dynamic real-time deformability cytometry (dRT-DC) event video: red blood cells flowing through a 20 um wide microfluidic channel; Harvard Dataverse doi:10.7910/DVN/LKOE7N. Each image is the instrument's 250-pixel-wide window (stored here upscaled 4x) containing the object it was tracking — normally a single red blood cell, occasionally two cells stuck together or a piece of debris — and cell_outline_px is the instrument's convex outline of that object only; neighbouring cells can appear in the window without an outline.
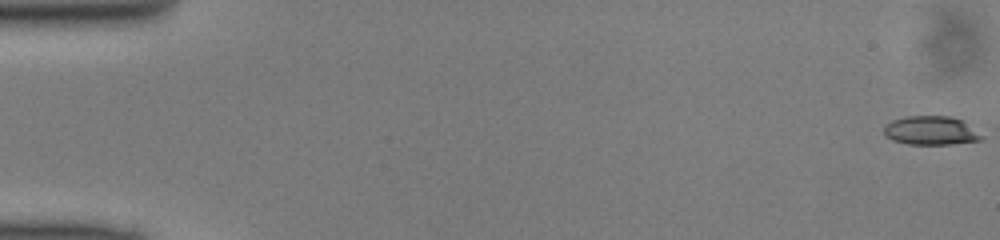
{"species": "common noctule bat (a hibernating species)", "species_latin": "Nyctalus noctula", "temperature_condition": "cold", "stored_images_in_passage": 50, "camera_frame_rate_fps": 3000, "um_per_image_px": 0.085, "animal": {"sex": "male", "body_mass_g": 13.0, "forearm_length_mm": 53.1}, "frame": {"image": 1, "passage_image": 1, "time_ms": 0.0, "image_size_px": [1000, 240], "cell_outline_px": [[984, 136], [980, 140], [952, 144], [908, 144], [892, 140], [884, 136], [884, 128], [892, 120], [908, 116], [952, 116], [964, 120]], "centroid_in_image_um": [79.15, 11.09], "position_along_channel_um": 5.8, "area_um2": 16.47}}
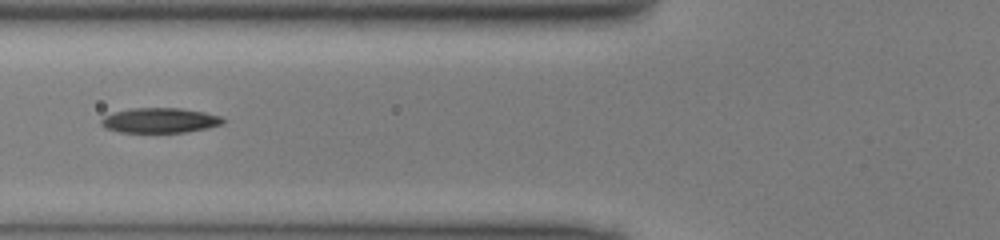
{"frame": {"image": 2, "passage_image": 20, "time_ms": 6.333, "image_size_px": [1000, 240], "cell_outline_px": [[224, 120], [220, 124], [208, 128], [184, 132], [120, 132], [104, 128], [100, 124], [100, 120], [104, 116], [112, 112], [132, 108], [180, 108], [204, 112], [220, 116]], "centroid_in_image_um": [13.52, 10.23], "position_along_channel_um": 112.3, "area_um2": 17.69}}
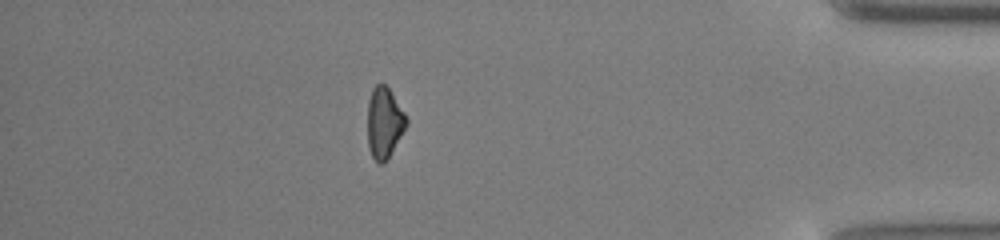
{"frame": {"image": 3, "passage_image": 44, "time_ms": 14.333, "image_size_px": [1000, 240], "cell_outline_px": [[408, 124], [384, 164], [380, 164], [372, 156], [368, 148], [368, 100], [372, 88], [376, 84], [384, 84], [388, 88], [404, 112], [408, 120]], "centroid_in_image_um": [32.65, 10.43], "position_along_channel_um": 402.5, "area_um2": 15.9}}